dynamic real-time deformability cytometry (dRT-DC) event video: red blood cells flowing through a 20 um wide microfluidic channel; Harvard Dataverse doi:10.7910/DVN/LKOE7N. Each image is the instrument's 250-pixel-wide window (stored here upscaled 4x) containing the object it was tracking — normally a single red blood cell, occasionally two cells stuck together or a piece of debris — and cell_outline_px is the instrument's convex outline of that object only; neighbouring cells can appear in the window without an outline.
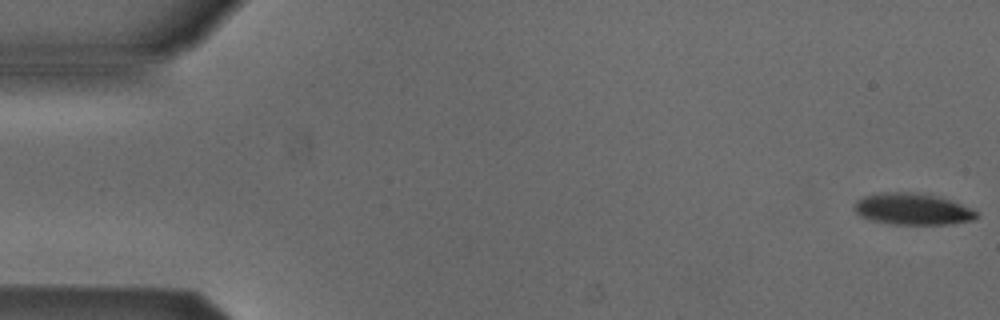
{"species": "Egyptian fruit bat (a non-hibernating species)", "species_latin": "Rousettus aegyptiacus", "temperature_condition": "cold", "stored_images_in_passage": 5, "camera_frame_rate_fps": 3000, "um_per_image_px": 0.085, "animal": {"sex": "male"}, "frame": {"image": 1, "passage_image": 1, "time_ms": 0.0, "image_size_px": [1000, 320], "cell_outline_px": [[980, 212], [972, 220], [952, 224], [892, 224], [872, 220], [860, 216], [852, 208], [856, 200], [864, 196], [880, 192], [920, 192], [940, 196], [976, 208]], "centroid_in_image_um": [77.61, 17.75], "position_along_channel_um": 7.4, "area_um2": 23.0}}